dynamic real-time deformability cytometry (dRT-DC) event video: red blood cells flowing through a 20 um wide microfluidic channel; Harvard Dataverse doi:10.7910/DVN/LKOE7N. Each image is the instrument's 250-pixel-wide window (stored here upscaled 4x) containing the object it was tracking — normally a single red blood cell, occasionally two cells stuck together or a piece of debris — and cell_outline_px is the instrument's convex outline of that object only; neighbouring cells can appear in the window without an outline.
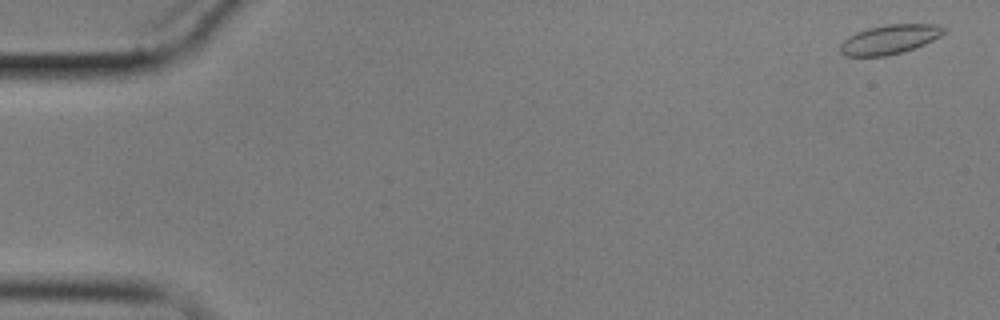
{"species": "common noctule bat (a hibernating species)", "species_latin": "Nyctalus noctula", "temperature_condition": "cold", "stored_images_in_passage": 4, "camera_frame_rate_fps": 3000, "um_per_image_px": 0.085, "animal": {"sex": "male", "body_mass_g": 17.9}, "frame": {"image": 1, "passage_image": 1, "time_ms": 0.0, "image_size_px": [1000, 320], "cell_outline_px": [[948, 28], [940, 36], [924, 44], [900, 52], [884, 56], [844, 56], [840, 52], [840, 44], [848, 36], [856, 32], [868, 28], [888, 24], [936, 24]], "centroid_in_image_um": [75.6, 3.34], "position_along_channel_um": 9.4, "area_um2": 17.57}}